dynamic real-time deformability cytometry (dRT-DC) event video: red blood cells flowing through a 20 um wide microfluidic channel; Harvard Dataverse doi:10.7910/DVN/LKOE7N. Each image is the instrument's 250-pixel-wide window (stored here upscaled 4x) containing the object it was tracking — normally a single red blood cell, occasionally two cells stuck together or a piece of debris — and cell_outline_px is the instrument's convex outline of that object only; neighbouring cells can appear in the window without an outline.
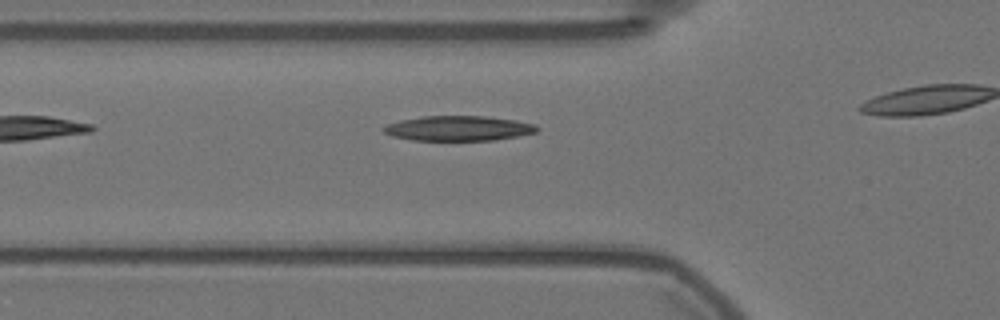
{"species": "Egyptian fruit bat (a non-hibernating species)", "species_latin": "Rousettus aegyptiacus", "temperature_condition": "warm", "stored_images_in_passage": 12, "camera_frame_rate_fps": 3000, "um_per_image_px": 0.085, "animal": {"sex": "female"}, "frame": {"image": 1, "passage_image": 7, "time_ms": 2.0, "image_size_px": [1000, 320], "cell_outline_px": [[540, 128], [536, 132], [516, 136], [492, 140], [412, 140], [392, 136], [384, 132], [380, 128], [388, 124], [400, 120], [420, 116], [484, 116], [516, 120], [536, 124]], "centroid_in_image_um": [38.95, 10.9], "position_along_channel_um": 86.9, "area_um2": 22.31}}
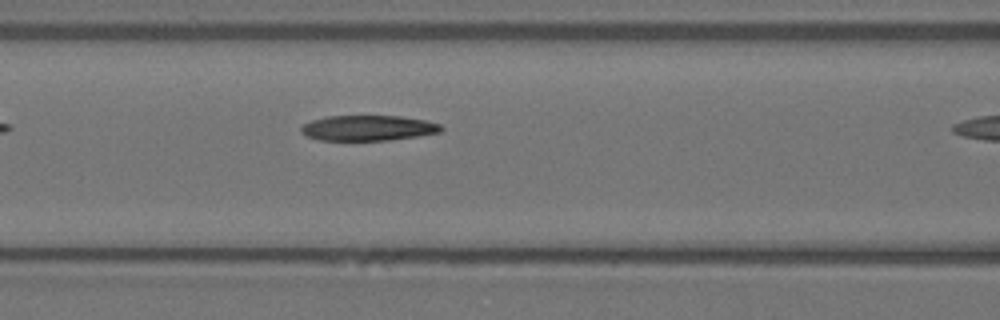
{"frame": {"image": 2, "passage_image": 11, "time_ms": 3.333, "image_size_px": [1000, 320], "cell_outline_px": [[444, 128], [440, 132], [416, 136], [388, 140], [320, 140], [308, 136], [300, 132], [300, 128], [304, 124], [312, 120], [328, 116], [400, 116], [424, 120], [440, 124]], "centroid_in_image_um": [31.28, 10.88], "position_along_channel_um": 135.3, "area_um2": 20.52}}